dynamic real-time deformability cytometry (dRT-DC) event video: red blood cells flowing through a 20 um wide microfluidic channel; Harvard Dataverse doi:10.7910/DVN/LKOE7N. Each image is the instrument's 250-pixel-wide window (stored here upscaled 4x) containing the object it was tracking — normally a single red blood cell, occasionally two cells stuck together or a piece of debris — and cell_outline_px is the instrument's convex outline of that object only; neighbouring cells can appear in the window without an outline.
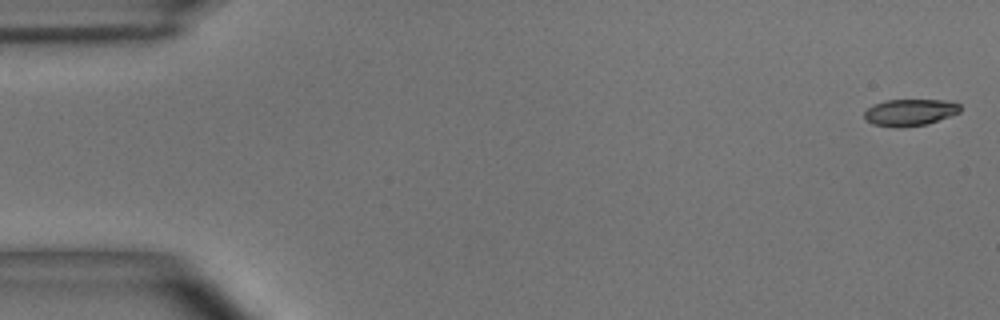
{"species": "common noctule bat (a hibernating species)", "species_latin": "Nyctalus noctula", "temperature_condition": "room temperature", "stored_images_in_passage": 5, "segment_of_instrument_passage": [1, 2], "camera_frame_rate_fps": 3000, "um_per_image_px": 0.085, "animal": {"sex": "male", "body_mass_g": 15.6}, "frame": {"image": 1, "passage_image": 1, "time_ms": 0.0, "image_size_px": [1000, 320], "cell_outline_px": [[960, 112], [928, 124], [900, 128], [872, 124], [864, 116], [864, 112], [872, 104], [884, 100], [944, 100], [960, 104]], "centroid_in_image_um": [77.33, 9.55], "position_along_channel_um": 7.7, "area_um2": 14.97}}
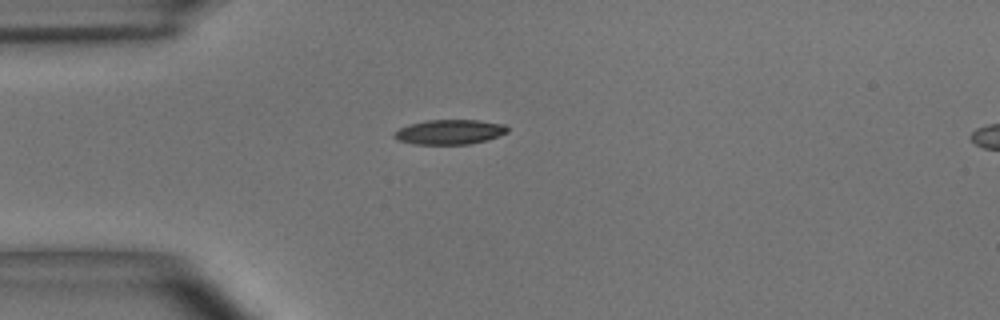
{"frame": {"image": 2, "passage_image": 4, "time_ms": 1.0, "image_size_px": [1000, 320], "cell_outline_px": [[508, 132], [488, 140], [468, 144], [416, 144], [396, 140], [392, 136], [400, 128], [408, 124], [428, 120], [480, 120], [504, 124], [508, 128]], "centroid_in_image_um": [38.23, 11.21], "position_along_channel_um": 46.8, "area_um2": 16.36}}